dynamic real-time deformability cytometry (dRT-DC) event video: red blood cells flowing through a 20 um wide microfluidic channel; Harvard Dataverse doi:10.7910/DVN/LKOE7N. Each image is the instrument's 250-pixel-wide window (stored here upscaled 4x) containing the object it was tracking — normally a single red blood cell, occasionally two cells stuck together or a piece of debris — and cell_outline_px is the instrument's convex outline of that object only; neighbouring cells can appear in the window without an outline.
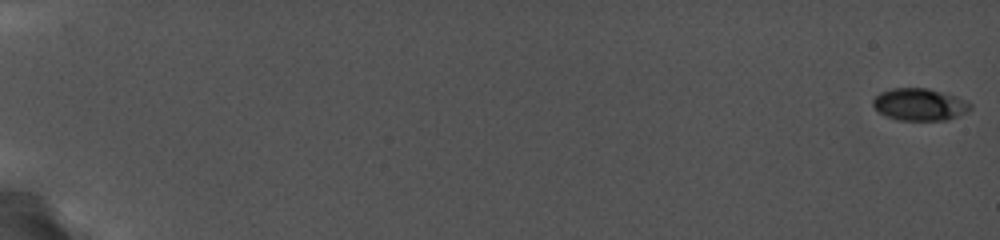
{"species": "common noctule bat (a hibernating species)", "species_latin": "Nyctalus noctula", "temperature_condition": "cold", "stored_images_in_passage": 58, "camera_frame_rate_fps": 5000, "um_per_image_px": 0.085, "animal": {"sex": "female", "body_mass_g": 19.0, "forearm_length_mm": 56.7}, "frame": {"image": 1, "passage_image": 1, "time_ms": 0.0, "image_size_px": [1000, 240], "cell_outline_px": [[972, 108], [968, 112], [948, 120], [896, 120], [880, 112], [872, 104], [872, 100], [880, 92], [892, 88], [928, 88], [964, 100], [972, 104]], "centroid_in_image_um": [78.17, 8.89], "position_along_channel_um": 6.8, "area_um2": 18.09}}
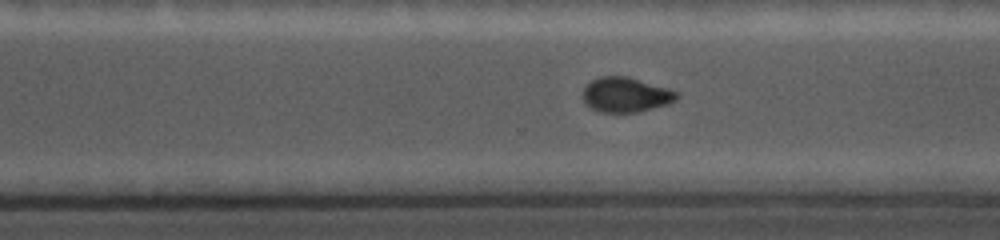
{"frame": {"image": 2, "passage_image": 47, "time_ms": 14.0, "image_size_px": [1000, 240], "cell_outline_px": [[680, 96], [676, 100], [664, 104], [636, 112], [604, 112], [592, 108], [580, 96], [584, 88], [592, 80], [600, 76], [628, 76], [668, 88], [680, 92]], "centroid_in_image_um": [53.19, 8.03], "position_along_channel_um": 317.4, "area_um2": 18.9}}
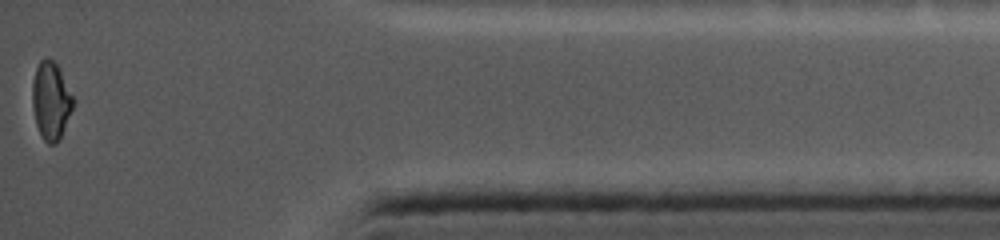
{"frame": {"image": 3, "passage_image": 58, "time_ms": 17.6, "image_size_px": [1000, 240], "cell_outline_px": [[72, 108], [60, 140], [56, 144], [48, 144], [44, 140], [36, 124], [32, 104], [32, 80], [36, 68], [40, 60], [44, 56], [48, 56], [56, 64], [72, 96]], "centroid_in_image_um": [4.29, 8.56], "position_along_channel_um": 430.9, "area_um2": 18.21}}